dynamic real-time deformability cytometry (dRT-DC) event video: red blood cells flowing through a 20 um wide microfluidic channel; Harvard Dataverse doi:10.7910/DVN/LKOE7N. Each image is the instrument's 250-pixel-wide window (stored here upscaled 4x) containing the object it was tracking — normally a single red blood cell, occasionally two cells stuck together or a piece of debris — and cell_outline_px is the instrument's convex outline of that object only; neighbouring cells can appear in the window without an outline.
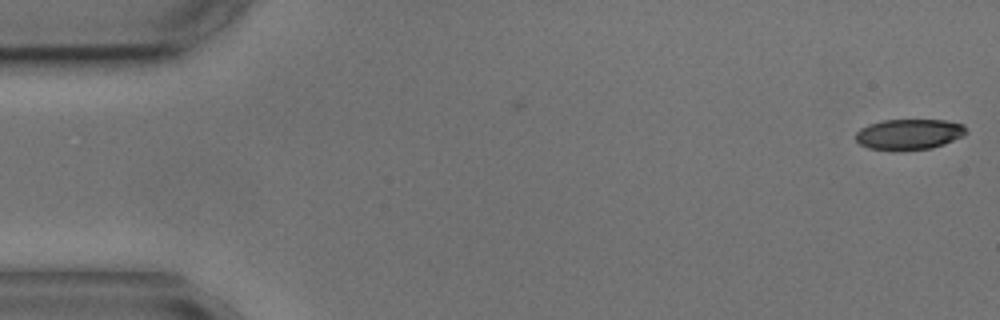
{"species": "common noctule bat (a hibernating species)", "species_latin": "Nyctalus noctula", "temperature_condition": "cold", "stored_images_in_passage": 2, "camera_frame_rate_fps": 3000, "um_per_image_px": 0.085, "animal": {"sex": "male", "body_mass_g": 17.9, "forearm_length_mm": 54.2}, "frame": {"image": 1, "passage_image": 2, "time_ms": 1.0, "image_size_px": [1000, 320], "cell_outline_px": [[968, 132], [944, 144], [932, 148], [892, 152], [868, 148], [860, 144], [856, 140], [856, 132], [860, 128], [868, 124], [884, 120], [944, 120], [964, 124]], "centroid_in_image_um": [77.23, 11.43], "position_along_channel_um": 7.8, "area_um2": 20.0}}